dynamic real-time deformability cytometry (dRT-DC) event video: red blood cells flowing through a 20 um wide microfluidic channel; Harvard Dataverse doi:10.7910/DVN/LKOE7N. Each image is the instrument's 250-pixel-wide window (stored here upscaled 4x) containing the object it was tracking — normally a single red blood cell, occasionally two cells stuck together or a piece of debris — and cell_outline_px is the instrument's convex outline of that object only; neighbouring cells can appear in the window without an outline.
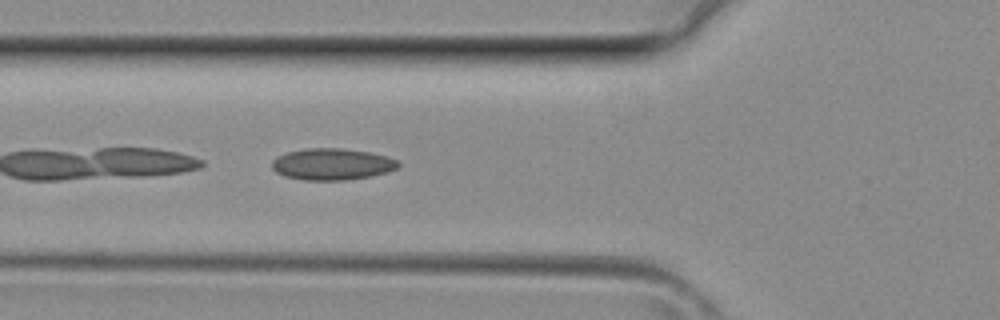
{"species": "common noctule bat (a hibernating species)", "species_latin": "Nyctalus noctula", "temperature_condition": "room temperature", "stored_images_in_passage": 35, "camera_frame_rate_fps": 3000, "um_per_image_px": 0.085, "animal": {"sex": "female", "body_mass_g": 29.2, "forearm_length_mm": 56.3}, "frame": {"image": 1, "passage_image": 12, "time_ms": 3.667, "image_size_px": [1000, 320], "cell_outline_px": [[400, 164], [396, 168], [388, 172], [372, 176], [348, 180], [304, 180], [284, 176], [276, 172], [272, 168], [272, 160], [276, 156], [288, 152], [308, 148], [344, 148], [368, 152], [388, 156], [396, 160]], "centroid_in_image_um": [28.22, 13.96], "position_along_channel_um": 97.6, "area_um2": 23.35}}
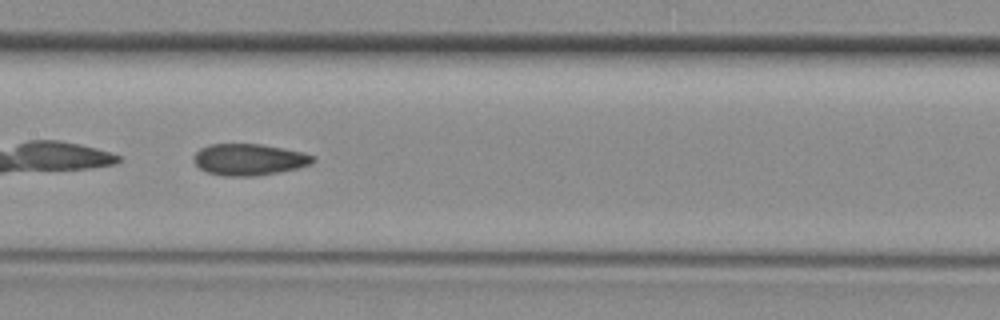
{"frame": {"image": 2, "passage_image": 17, "time_ms": 5.333, "image_size_px": [1000, 320], "cell_outline_px": [[316, 160], [312, 164], [280, 172], [256, 176], [224, 176], [208, 172], [200, 168], [192, 160], [192, 156], [200, 148], [208, 144], [260, 144], [304, 152], [316, 156]], "centroid_in_image_um": [21.18, 13.56], "position_along_channel_um": 186.2, "area_um2": 22.08}}
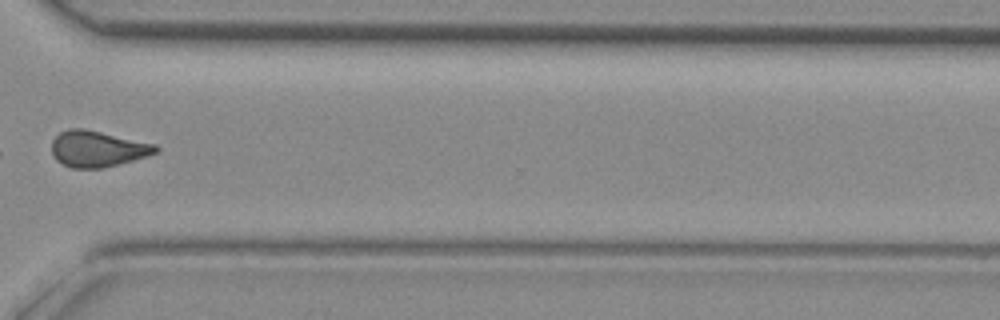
{"frame": {"image": 3, "passage_image": 27, "time_ms": 8.667, "image_size_px": [1000, 320], "cell_outline_px": [[160, 148], [156, 152], [148, 156], [104, 168], [72, 168], [56, 160], [52, 156], [52, 140], [60, 132], [68, 128], [84, 128], [156, 144]], "centroid_in_image_um": [8.28, 12.65], "position_along_channel_um": 362.3, "area_um2": 21.96}}